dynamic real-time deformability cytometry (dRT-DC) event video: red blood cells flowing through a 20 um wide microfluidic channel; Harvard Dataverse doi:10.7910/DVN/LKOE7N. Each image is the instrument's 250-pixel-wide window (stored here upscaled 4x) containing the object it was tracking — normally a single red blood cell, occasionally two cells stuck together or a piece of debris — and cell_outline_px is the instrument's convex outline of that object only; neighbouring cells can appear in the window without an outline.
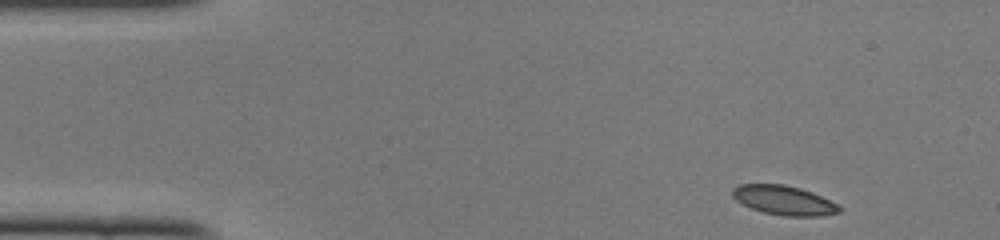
{"species": "common noctule bat (a hibernating species)", "species_latin": "Nyctalus noctula", "temperature_condition": "cold", "stored_images_in_passage": 45, "camera_frame_rate_fps": 3000, "um_per_image_px": 0.085, "animal": {"sex": "female", "body_mass_g": 22.0, "forearm_length_mm": 56.7}, "frame": {"image": 1, "passage_image": 1, "time_ms": 0.0, "image_size_px": [1000, 240], "cell_outline_px": [[844, 208], [840, 212], [820, 216], [784, 216], [764, 212], [752, 208], [736, 200], [732, 196], [732, 188], [740, 184], [784, 184], [800, 188], [812, 192]], "centroid_in_image_um": [66.63, 17.02], "position_along_channel_um": 18.4, "area_um2": 18.15}}
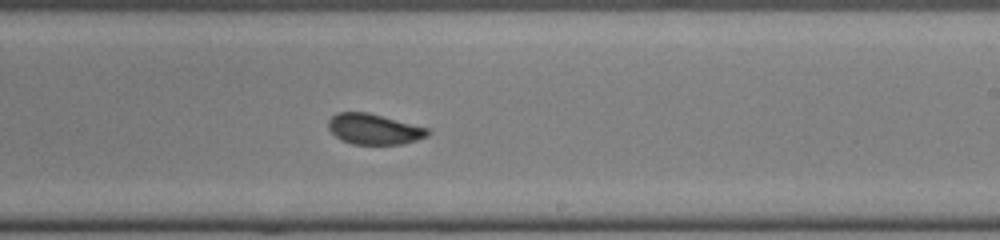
{"frame": {"image": 2, "passage_image": 25, "time_ms": 8.0, "image_size_px": [1000, 240], "cell_outline_px": [[432, 132], [428, 136], [416, 140], [400, 144], [352, 144], [340, 140], [328, 128], [328, 120], [336, 112], [368, 112], [428, 128]], "centroid_in_image_um": [31.78, 10.97], "position_along_channel_um": 257.2, "area_um2": 17.74}}
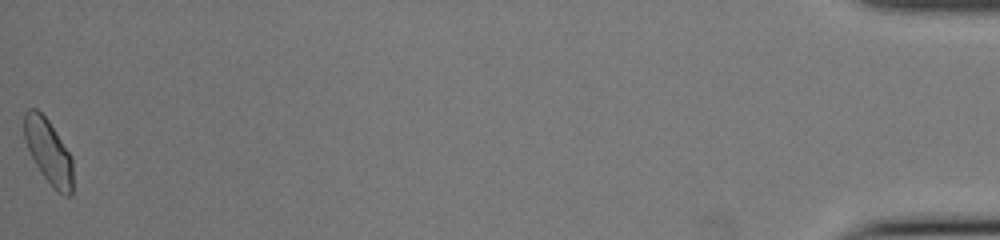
{"frame": {"image": 3, "passage_image": 45, "time_ms": 14.667, "image_size_px": [1000, 240], "cell_outline_px": [[72, 196], [64, 196], [56, 192], [40, 172], [28, 148], [24, 136], [24, 112], [28, 108], [36, 108], [48, 120], [68, 152], [72, 160]], "centroid_in_image_um": [4.11, 12.91], "position_along_channel_um": 431.1, "area_um2": 18.09}, "authors_computed_cell_mechanics": {"area_um2": 18.0914, "velocity_mm_per_s": 4.0854, "shape_relaxation_time_tau1_ms": 3.3361, "shape_relaxation_time_tau2_ms": null, "deformation_change_tau1": 0.0722, "deformation_change_tau2": null}}